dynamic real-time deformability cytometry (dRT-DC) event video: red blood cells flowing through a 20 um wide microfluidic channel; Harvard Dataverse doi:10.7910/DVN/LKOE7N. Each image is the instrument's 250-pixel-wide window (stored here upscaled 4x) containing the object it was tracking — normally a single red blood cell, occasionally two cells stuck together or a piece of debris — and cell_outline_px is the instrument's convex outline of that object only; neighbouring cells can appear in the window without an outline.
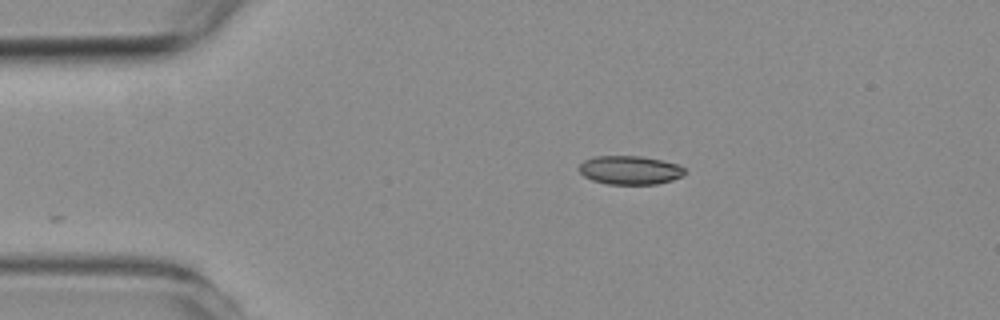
{"species": "common noctule bat (a hibernating species)", "species_latin": "Nyctalus noctula", "temperature_condition": "room temperature", "stored_images_in_passage": 47, "camera_frame_rate_fps": 3000, "um_per_image_px": 0.085, "animal": {"sex": "female", "body_mass_g": 19.3, "forearm_length_mm": 54.1}, "frame": {"image": 1, "passage_image": 1, "time_ms": 0.0, "image_size_px": [1000, 320], "cell_outline_px": [[684, 176], [672, 180], [656, 184], [608, 184], [592, 180], [584, 176], [580, 172], [580, 164], [584, 160], [592, 156], [640, 156], [680, 164], [684, 168]], "centroid_in_image_um": [53.55, 14.46], "position_along_channel_um": 31.4, "area_um2": 17.69}}
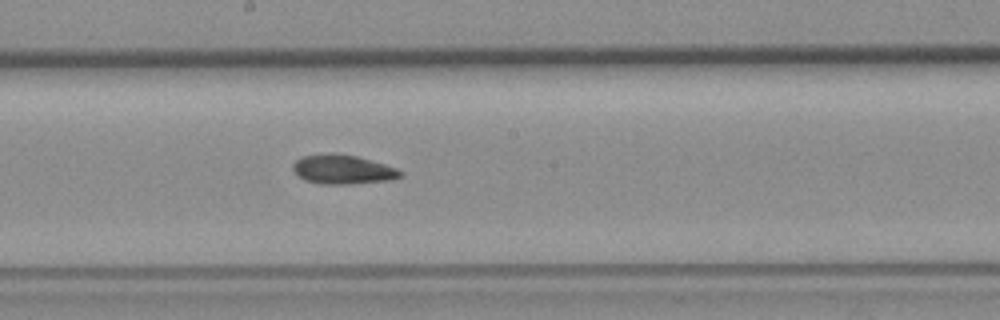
{"frame": {"image": 2, "passage_image": 21, "time_ms": 6.667, "image_size_px": [1000, 320], "cell_outline_px": [[404, 176], [392, 180], [352, 184], [320, 184], [304, 180], [292, 168], [292, 164], [296, 160], [304, 156], [332, 152], [356, 156], [384, 164], [396, 168], [404, 172]], "centroid_in_image_um": [29.17, 14.41], "position_along_channel_um": 219.0, "area_um2": 18.44}}
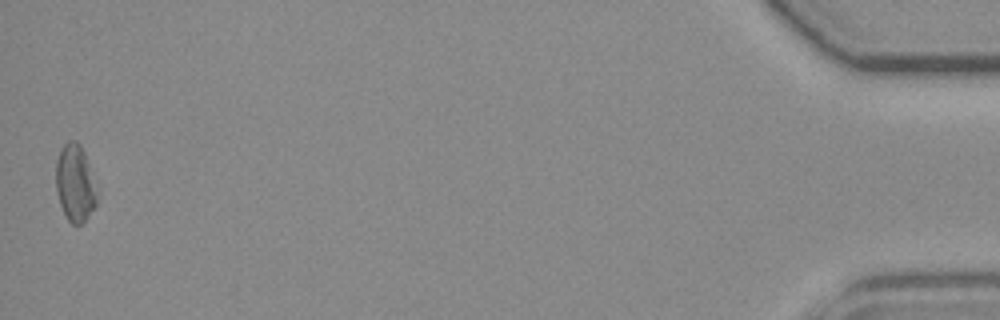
{"frame": {"image": 3, "passage_image": 47, "time_ms": 15.333, "image_size_px": [1000, 320], "cell_outline_px": [[96, 204], [88, 216], [80, 224], [72, 224], [68, 220], [60, 204], [56, 192], [56, 160], [60, 148], [68, 140], [76, 140], [80, 144], [84, 152], [88, 164], [96, 196]], "centroid_in_image_um": [6.33, 15.54], "position_along_channel_um": 428.9, "area_um2": 17.98}, "authors_computed_cell_mechanics": {"area_um2": 18.1492, "velocity_mm_per_s": 3.5766, "shape_relaxation_time_tau1_ms": null, "shape_relaxation_time_tau2_ms": 7.9784, "deformation_change_tau1": null, "deformation_change_tau2": 0.1226}}